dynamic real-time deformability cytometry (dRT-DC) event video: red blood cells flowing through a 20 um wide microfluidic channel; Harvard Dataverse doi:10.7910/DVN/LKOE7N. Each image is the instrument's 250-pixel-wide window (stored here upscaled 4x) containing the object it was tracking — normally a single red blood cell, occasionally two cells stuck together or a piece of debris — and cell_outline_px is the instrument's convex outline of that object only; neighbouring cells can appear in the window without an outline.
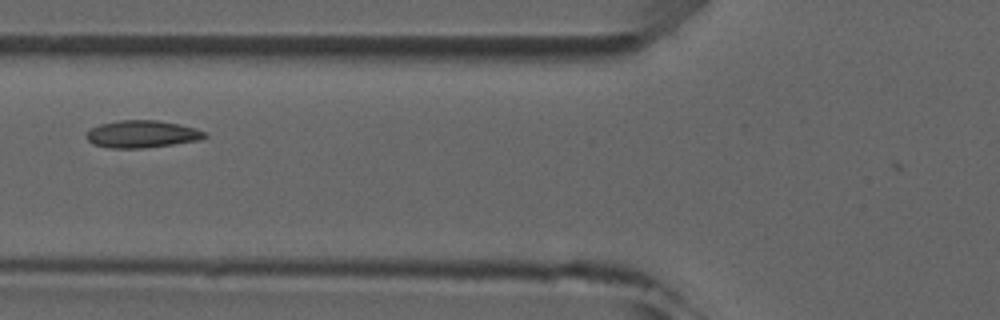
{"species": "common noctule bat (a hibernating species)", "species_latin": "Nyctalus noctula", "temperature_condition": "room temperature", "stored_images_in_passage": 2, "camera_frame_rate_fps": 3000, "um_per_image_px": 0.085, "animal": {"sex": "male", "forearm_length_mm": 52.5}, "frame": {"image": 1, "passage_image": 2, "time_ms": 1.333, "image_size_px": [1000, 320], "cell_outline_px": [[208, 136], [200, 140], [144, 148], [108, 148], [92, 144], [84, 136], [92, 128], [100, 124], [120, 120], [156, 120], [196, 128], [204, 132]], "centroid_in_image_um": [12.04, 11.4], "position_along_channel_um": 113.8, "area_um2": 18.73}}